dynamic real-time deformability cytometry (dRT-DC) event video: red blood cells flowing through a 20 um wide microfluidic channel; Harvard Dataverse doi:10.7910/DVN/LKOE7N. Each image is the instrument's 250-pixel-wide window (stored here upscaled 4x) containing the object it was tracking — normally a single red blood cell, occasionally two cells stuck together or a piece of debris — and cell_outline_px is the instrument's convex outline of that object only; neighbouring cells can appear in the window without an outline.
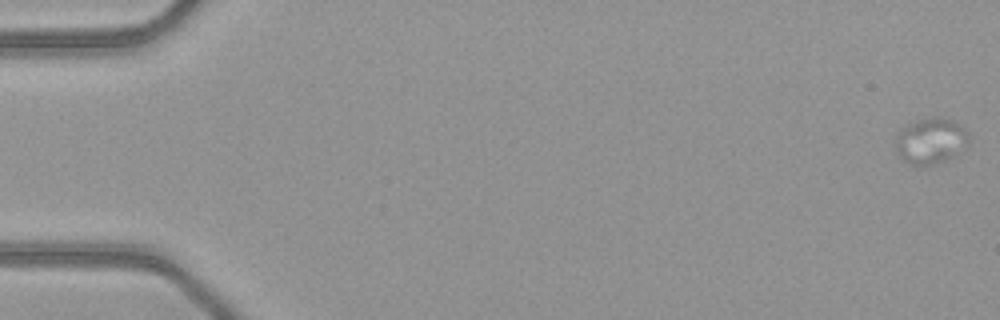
{"species": "common noctule bat (a hibernating species)", "species_latin": "Nyctalus noctula", "temperature_condition": "warm", "stored_images_in_passage": 25, "camera_frame_rate_fps": 3000, "um_per_image_px": 0.085, "animal": {"sex": "female", "body_mass_g": 21.9}, "frame": {"image": 1, "passage_image": 1, "time_ms": 0.0, "image_size_px": [1000, 320], "cell_outline_px": [[968, 140], [952, 156], [944, 160], [924, 168], [916, 168], [908, 164], [896, 152], [892, 144], [896, 136], [908, 124], [932, 116], [940, 116], [956, 120], [968, 132]], "centroid_in_image_um": [79.04, 11.99], "position_along_channel_um": 6.0, "area_um2": 19.83}}
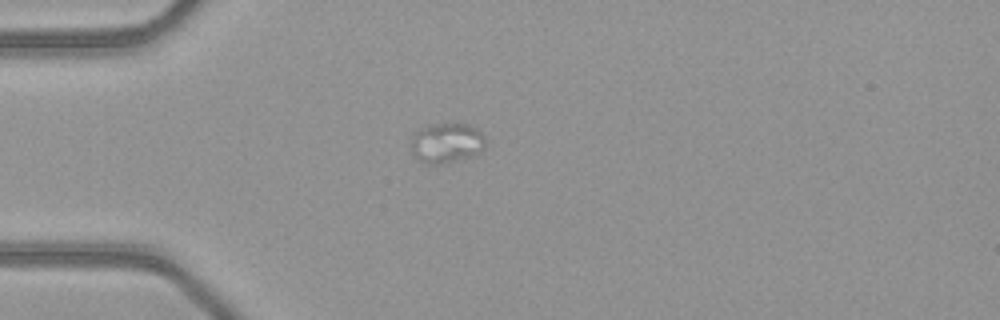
{"frame": {"image": 2, "passage_image": 15, "time_ms": 4.667, "image_size_px": [1000, 320], "cell_outline_px": [[484, 148], [480, 152], [472, 156], [448, 164], [428, 164], [420, 160], [412, 152], [408, 144], [412, 136], [416, 132], [428, 124], [464, 124], [476, 128], [484, 136]], "centroid_in_image_um": [37.93, 12.17], "position_along_channel_um": 47.1, "area_um2": 17.51}}